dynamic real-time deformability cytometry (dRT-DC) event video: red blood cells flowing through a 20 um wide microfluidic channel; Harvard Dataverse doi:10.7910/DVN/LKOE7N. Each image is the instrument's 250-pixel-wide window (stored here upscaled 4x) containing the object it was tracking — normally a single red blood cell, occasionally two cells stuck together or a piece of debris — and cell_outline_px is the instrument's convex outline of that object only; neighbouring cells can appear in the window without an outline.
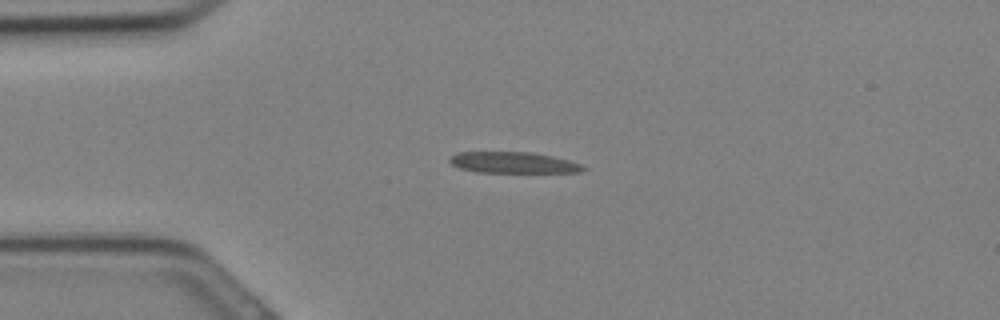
{"species": "Egyptian fruit bat (a non-hibernating species)", "species_latin": "Rousettus aegyptiacus", "temperature_condition": "cold", "stored_images_in_passage": 26, "camera_frame_rate_fps": 3000, "um_per_image_px": 0.085, "animal": {"sex": "female"}, "frame": {"image": 1, "passage_image": 3, "time_ms": 0.667, "image_size_px": [1000, 320], "cell_outline_px": [[588, 168], [584, 172], [476, 172], [460, 168], [452, 164], [448, 160], [456, 152], [532, 152], [552, 156], [568, 160], [580, 164]], "centroid_in_image_um": [43.64, 13.82], "position_along_channel_um": 41.4, "area_um2": 16.42}}
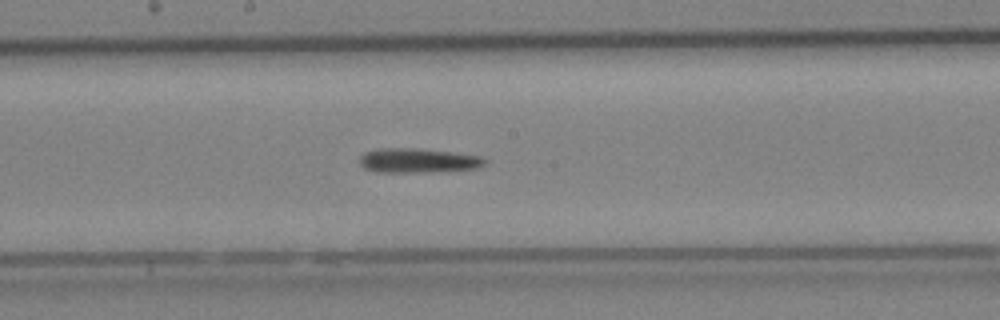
{"frame": {"image": 2, "passage_image": 12, "time_ms": 3.667, "image_size_px": [1000, 320], "cell_outline_px": [[488, 160], [484, 164], [476, 168], [424, 172], [376, 172], [364, 168], [360, 164], [360, 156], [364, 152], [380, 148], [420, 148], [452, 152], [480, 156]], "centroid_in_image_um": [35.49, 13.63], "position_along_channel_um": 212.7, "area_um2": 17.8}}
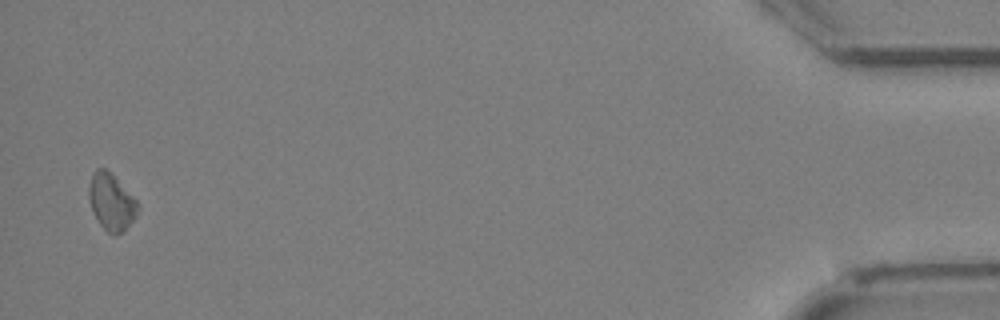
{"frame": {"image": 3, "passage_image": 26, "time_ms": 8.333, "image_size_px": [1000, 320], "cell_outline_px": [[140, 208], [132, 220], [120, 232], [108, 232], [100, 224], [92, 208], [88, 196], [88, 188], [92, 172], [96, 168], [104, 168], [140, 204]], "centroid_in_image_um": [9.44, 17.13], "position_along_channel_um": 425.8, "area_um2": 15.37}}